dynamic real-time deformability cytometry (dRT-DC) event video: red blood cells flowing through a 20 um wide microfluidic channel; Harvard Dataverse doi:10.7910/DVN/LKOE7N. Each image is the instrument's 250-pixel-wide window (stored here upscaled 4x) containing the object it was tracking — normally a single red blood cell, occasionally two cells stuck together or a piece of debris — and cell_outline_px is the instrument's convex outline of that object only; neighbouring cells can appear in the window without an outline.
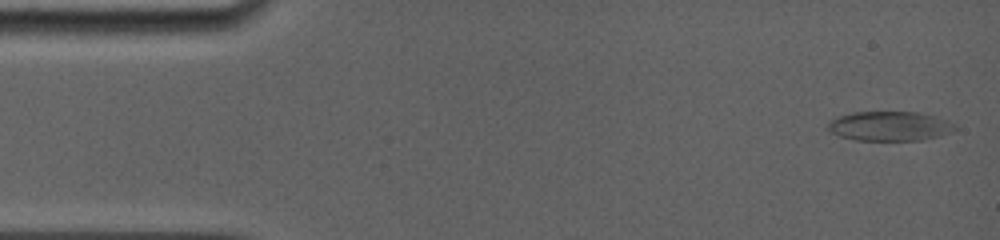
{"species": "common noctule bat (a hibernating species)", "species_latin": "Nyctalus noctula", "temperature_condition": "room temperature", "stored_images_in_passage": 79, "camera_frame_rate_fps": 5000, "um_per_image_px": 0.085, "animal": {"sex": "female", "body_mass_g": 19.0, "forearm_length_mm": 56.7}, "frame": {"image": 1, "passage_image": 1, "time_ms": 0.0, "image_size_px": [1000, 240], "cell_outline_px": [[956, 128], [952, 132], [940, 136], [924, 140], [856, 140], [840, 136], [832, 132], [828, 128], [828, 124], [836, 116], [852, 112], [916, 112], [948, 120], [956, 124]], "centroid_in_image_um": [75.64, 10.72], "position_along_channel_um": 9.4, "area_um2": 21.79}}
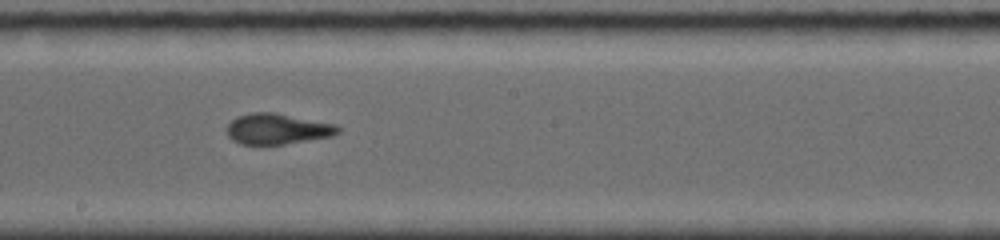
{"frame": {"image": 2, "passage_image": 35, "time_ms": 8.4, "image_size_px": [1000, 240], "cell_outline_px": [[340, 132], [332, 136], [284, 144], [244, 144], [232, 140], [228, 136], [224, 128], [236, 116], [252, 112], [276, 112], [336, 124], [340, 128]], "centroid_in_image_um": [23.56, 10.94], "position_along_channel_um": 224.6, "area_um2": 20.06}}
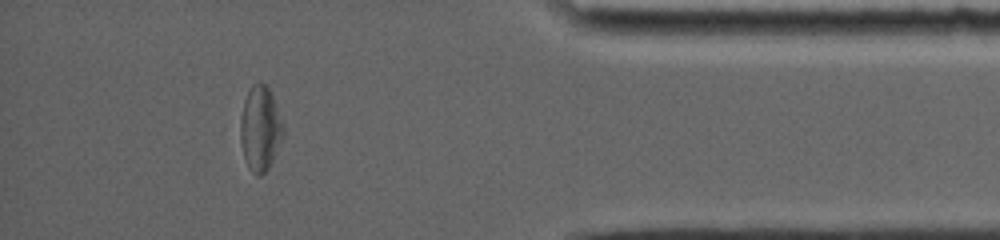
{"frame": {"image": 3, "passage_image": 68, "time_ms": 13.8, "image_size_px": [1000, 240], "cell_outline_px": [[284, 136], [268, 168], [260, 176], [256, 176], [252, 172], [244, 156], [240, 140], [240, 120], [244, 100], [252, 84], [264, 84], [268, 88], [276, 104], [284, 128]], "centroid_in_image_um": [22.12, 10.94], "position_along_channel_um": 413.1, "area_um2": 20.87}, "authors_computed_cell_mechanics": {"area_um2": 20.0566, "velocity_mm_per_s": 3.9078, "shape_relaxation_time_tau1_ms": null, "shape_relaxation_time_tau2_ms": 1.8667, "deformation_change_tau1": null, "deformation_change_tau2": 0.0893}}